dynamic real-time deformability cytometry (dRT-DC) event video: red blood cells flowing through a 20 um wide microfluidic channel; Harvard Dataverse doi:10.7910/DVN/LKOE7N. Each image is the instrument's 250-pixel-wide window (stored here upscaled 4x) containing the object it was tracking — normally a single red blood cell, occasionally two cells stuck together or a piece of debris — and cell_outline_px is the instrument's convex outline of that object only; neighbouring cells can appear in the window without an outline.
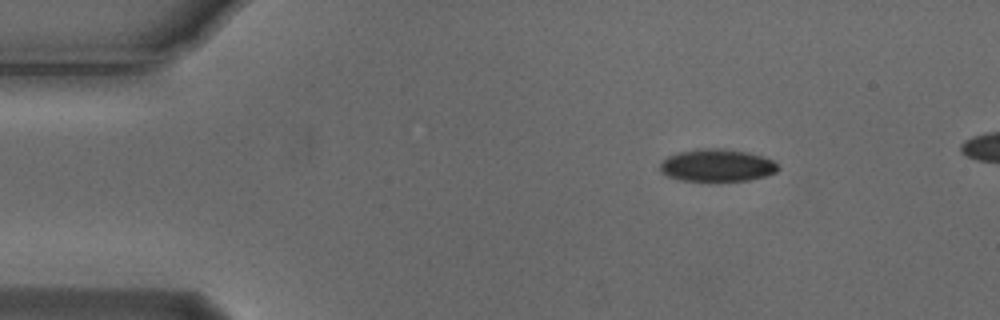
{"species": "Egyptian fruit bat (a non-hibernating species)", "species_latin": "Rousettus aegyptiacus", "temperature_condition": "cold", "stored_images_in_passage": 4, "camera_frame_rate_fps": 3000, "um_per_image_px": 0.085, "animal": {"sex": "male"}, "frame": {"image": 1, "passage_image": 1, "time_ms": 0.0, "image_size_px": [1000, 320], "cell_outline_px": [[780, 168], [776, 172], [764, 176], [748, 180], [708, 184], [680, 180], [668, 176], [660, 172], [660, 164], [668, 156], [680, 152], [696, 148], [724, 148], [748, 152], [764, 156], [772, 160]], "centroid_in_image_um": [60.93, 14.09], "position_along_channel_um": 24.1, "area_um2": 23.18}}